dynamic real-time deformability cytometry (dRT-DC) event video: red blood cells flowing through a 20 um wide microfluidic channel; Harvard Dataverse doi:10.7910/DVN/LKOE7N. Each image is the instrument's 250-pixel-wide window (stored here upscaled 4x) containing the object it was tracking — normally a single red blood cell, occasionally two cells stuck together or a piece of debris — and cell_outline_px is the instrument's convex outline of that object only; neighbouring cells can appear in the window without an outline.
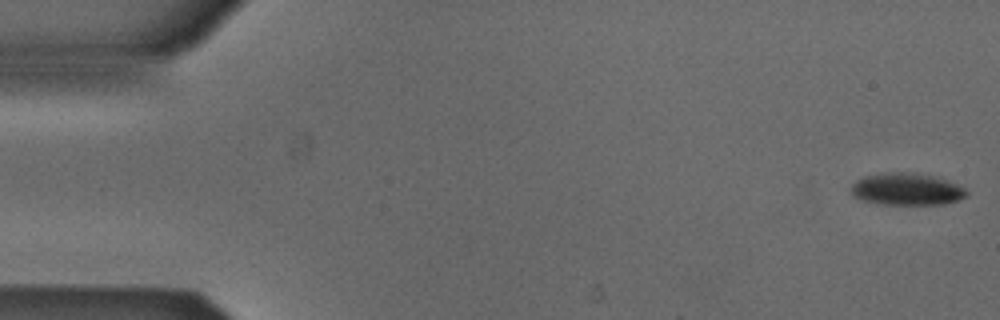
{"species": "Egyptian fruit bat (a non-hibernating species)", "species_latin": "Rousettus aegyptiacus", "temperature_condition": "cold", "stored_images_in_passage": 53, "camera_frame_rate_fps": 3000, "um_per_image_px": 0.085, "animal": {"sex": "male"}, "frame": {"image": 1, "passage_image": 1, "time_ms": 0.0, "image_size_px": [1000, 320], "cell_outline_px": [[968, 196], [944, 204], [876, 204], [852, 196], [852, 184], [856, 180], [864, 176], [884, 172], [904, 172], [932, 176], [956, 184], [964, 188], [968, 192]], "centroid_in_image_um": [77.03, 16.08], "position_along_channel_um": 8.0, "area_um2": 21.39}}
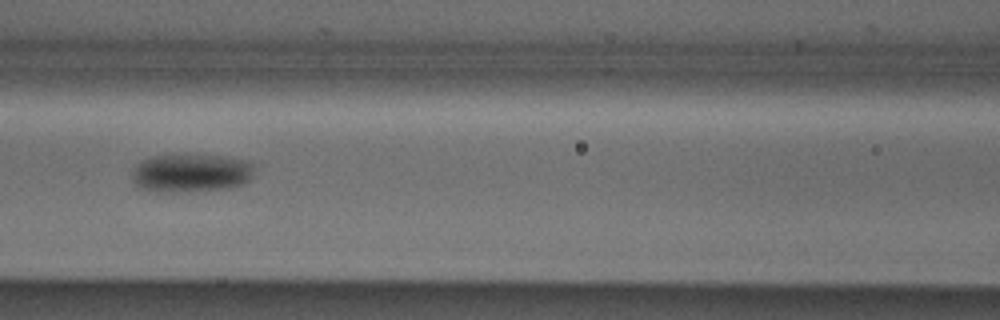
{"frame": {"image": 2, "passage_image": 23, "time_ms": 7.333, "image_size_px": [1000, 320], "cell_outline_px": [[252, 168], [248, 180], [240, 184], [224, 188], [184, 192], [156, 192], [136, 188], [132, 180], [132, 172], [136, 164], [140, 160], [148, 156], [184, 152], [196, 152], [224, 156], [244, 160], [252, 164]], "centroid_in_image_um": [16.09, 14.65], "position_along_channel_um": 150.5, "area_um2": 28.32}}
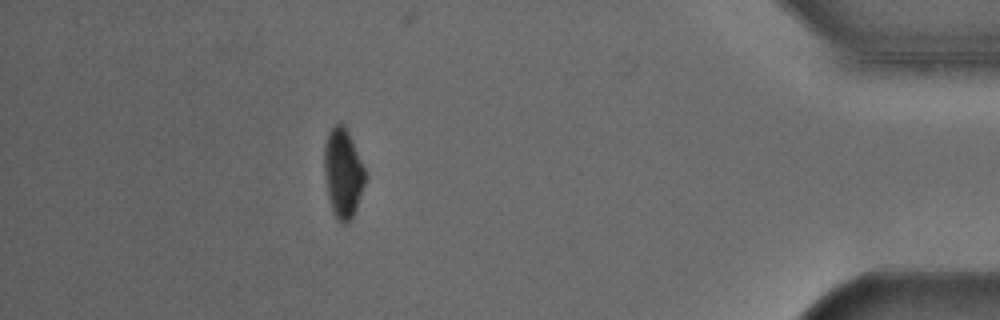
{"frame": {"image": 3, "passage_image": 47, "time_ms": 15.333, "image_size_px": [1000, 320], "cell_outline_px": [[368, 176], [356, 208], [348, 224], [344, 224], [336, 216], [332, 208], [328, 196], [324, 176], [324, 144], [328, 132], [336, 124], [344, 124], [348, 132]], "centroid_in_image_um": [29.16, 14.7], "position_along_channel_um": 406.0, "area_um2": 21.15}, "authors_computed_cell_mechanics": {"area_um2": 23.9292, "velocity_mm_per_s": 3.8672, "shape_relaxation_time_tau1_ms": 2.3455, "shape_relaxation_time_tau2_ms": null, "deformation_change_tau1": 0.0879, "deformation_change_tau2": null}}